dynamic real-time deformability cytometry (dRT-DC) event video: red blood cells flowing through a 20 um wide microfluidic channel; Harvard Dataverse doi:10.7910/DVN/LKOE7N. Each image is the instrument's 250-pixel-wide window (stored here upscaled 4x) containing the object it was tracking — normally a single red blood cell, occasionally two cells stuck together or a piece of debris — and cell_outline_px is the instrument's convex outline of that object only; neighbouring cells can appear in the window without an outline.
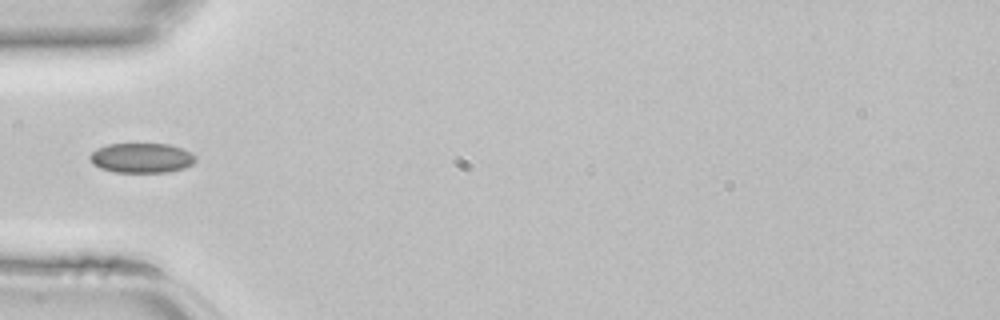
{"species": "common noctule bat (a hibernating species)", "species_latin": "Nyctalus noctula", "temperature_condition": "room temperature", "stored_images_in_passage": 31, "camera_frame_rate_fps": 3000, "um_per_image_px": 0.085, "animal": {"sex": "female", "body_mass_g": 22.7, "forearm_length_mm": 54.2}, "frame": {"image": 1, "passage_image": 1, "time_ms": 0.0, "image_size_px": [1000, 320], "cell_outline_px": [[196, 160], [192, 164], [184, 168], [168, 172], [116, 172], [100, 168], [92, 164], [88, 156], [96, 148], [108, 144], [168, 144], [180, 148], [196, 156]], "centroid_in_image_um": [12.0, 13.43], "position_along_channel_um": 73.0, "area_um2": 18.32}}
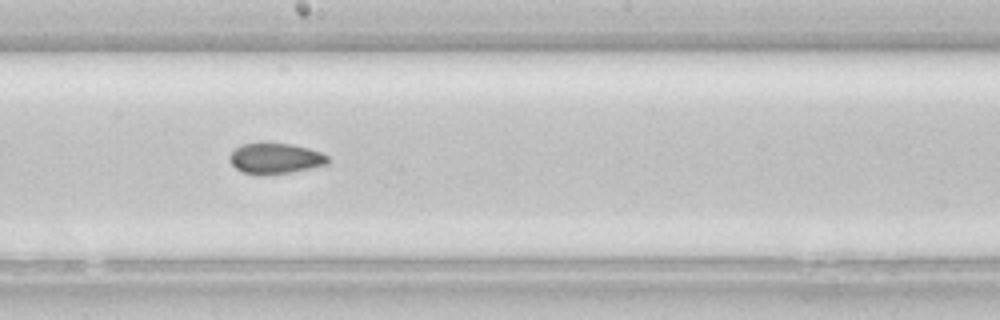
{"frame": {"image": 2, "passage_image": 11, "time_ms": 3.333, "image_size_px": [1000, 320], "cell_outline_px": [[328, 164], [292, 172], [264, 176], [256, 176], [244, 172], [236, 168], [228, 160], [228, 156], [240, 144], [292, 144], [308, 148], [320, 152], [328, 156]], "centroid_in_image_um": [23.38, 13.5], "position_along_channel_um": 224.8, "area_um2": 17.57}}
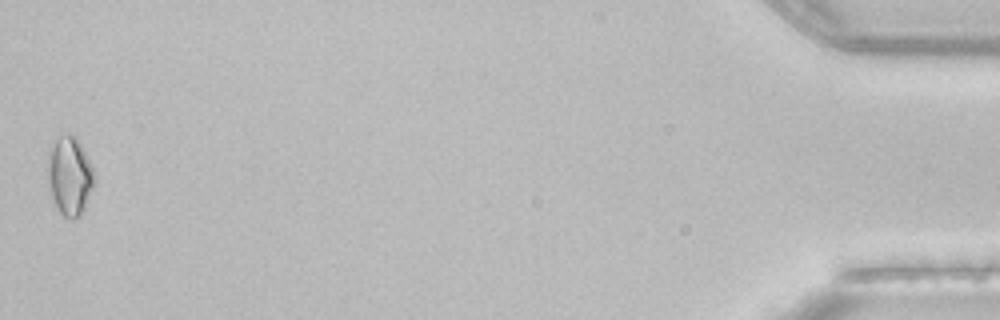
{"frame": {"image": 3, "passage_image": 31, "time_ms": 10.0, "image_size_px": [1000, 320], "cell_outline_px": [[96, 180], [84, 208], [80, 216], [72, 220], [64, 216], [56, 208], [52, 196], [48, 180], [48, 152], [56, 136], [68, 132], [72, 132], [76, 136], [96, 176]], "centroid_in_image_um": [5.92, 14.92], "position_along_channel_um": 429.3, "area_um2": 21.5}}